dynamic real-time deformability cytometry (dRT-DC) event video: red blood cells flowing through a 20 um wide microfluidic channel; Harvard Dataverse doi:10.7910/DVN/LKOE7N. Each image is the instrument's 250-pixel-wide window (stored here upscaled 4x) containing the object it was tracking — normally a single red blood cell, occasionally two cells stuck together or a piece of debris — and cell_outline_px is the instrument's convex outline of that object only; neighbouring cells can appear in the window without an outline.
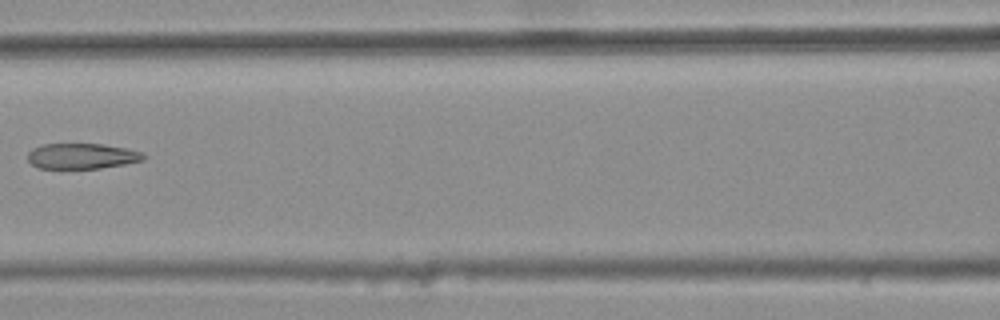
{"species": "common noctule bat (a hibernating species)", "species_latin": "Nyctalus noctula", "temperature_condition": "warm", "stored_images_in_passage": 8, "camera_frame_rate_fps": 3000, "um_per_image_px": 0.085, "animal": {"sex": "female", "body_mass_g": 25.1}, "frame": {"image": 1, "passage_image": 7, "time_ms": 2.0, "image_size_px": [1000, 320], "cell_outline_px": [[148, 156], [144, 160], [124, 164], [100, 168], [36, 168], [28, 160], [28, 152], [32, 148], [44, 144], [104, 144], [144, 152]], "centroid_in_image_um": [6.98, 13.26], "position_along_channel_um": 159.6, "area_um2": 17.28}}
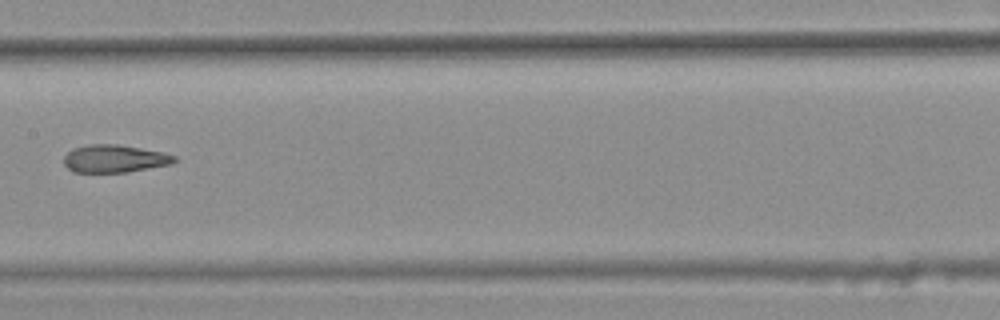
{"frame": {"image": 2, "passage_image": 8, "time_ms": 2.333, "image_size_px": [1000, 320], "cell_outline_px": [[176, 160], [172, 164], [128, 172], [72, 172], [64, 164], [64, 156], [72, 148], [88, 144], [116, 144], [164, 152], [176, 156]], "centroid_in_image_um": [9.73, 13.48], "position_along_channel_um": 197.7, "area_um2": 17.92}}